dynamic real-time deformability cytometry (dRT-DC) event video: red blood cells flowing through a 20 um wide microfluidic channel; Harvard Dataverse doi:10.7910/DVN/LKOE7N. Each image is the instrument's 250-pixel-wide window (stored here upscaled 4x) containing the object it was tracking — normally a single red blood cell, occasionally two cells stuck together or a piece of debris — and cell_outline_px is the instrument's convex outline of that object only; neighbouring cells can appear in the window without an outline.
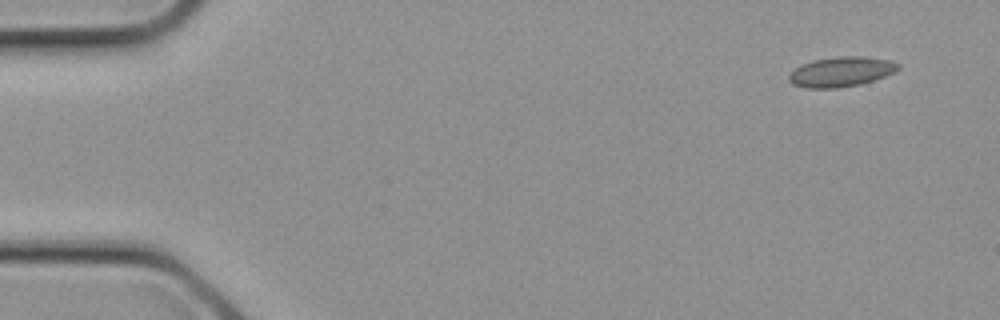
{"species": "common noctule bat (a hibernating species)", "species_latin": "Nyctalus noctula", "temperature_condition": "cold", "stored_images_in_passage": 3, "camera_frame_rate_fps": 3000, "um_per_image_px": 0.085, "animal": {"sex": "female", "body_mass_g": 21.9}, "frame": {"image": 1, "passage_image": 1, "time_ms": 0.0, "image_size_px": [1000, 320], "cell_outline_px": [[900, 68], [896, 72], [860, 84], [836, 88], [808, 88], [792, 84], [788, 80], [788, 76], [796, 68], [812, 60], [836, 56], [864, 56], [892, 60], [900, 64]], "centroid_in_image_um": [71.53, 6.08], "position_along_channel_um": 13.5, "area_um2": 19.07}}
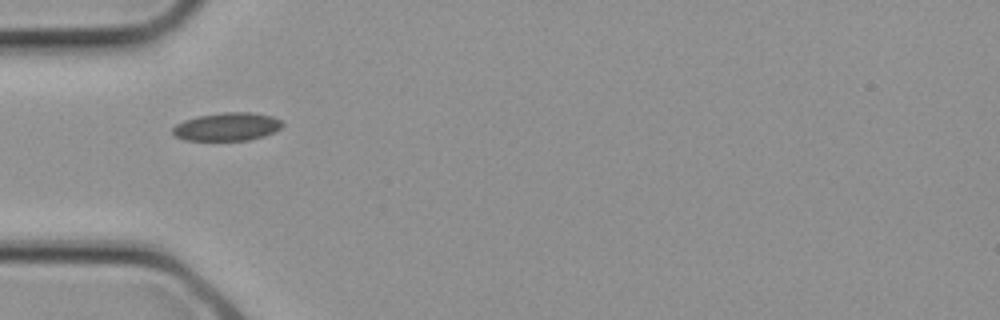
{"frame": {"image": 2, "passage_image": 3, "time_ms": 0.667, "image_size_px": [1000, 320], "cell_outline_px": [[284, 124], [280, 128], [264, 136], [248, 140], [184, 140], [172, 136], [172, 128], [176, 124], [184, 120], [196, 116], [224, 112], [248, 112], [272, 116], [280, 120]], "centroid_in_image_um": [19.25, 10.77], "position_along_channel_um": 65.8, "area_um2": 18.03}}